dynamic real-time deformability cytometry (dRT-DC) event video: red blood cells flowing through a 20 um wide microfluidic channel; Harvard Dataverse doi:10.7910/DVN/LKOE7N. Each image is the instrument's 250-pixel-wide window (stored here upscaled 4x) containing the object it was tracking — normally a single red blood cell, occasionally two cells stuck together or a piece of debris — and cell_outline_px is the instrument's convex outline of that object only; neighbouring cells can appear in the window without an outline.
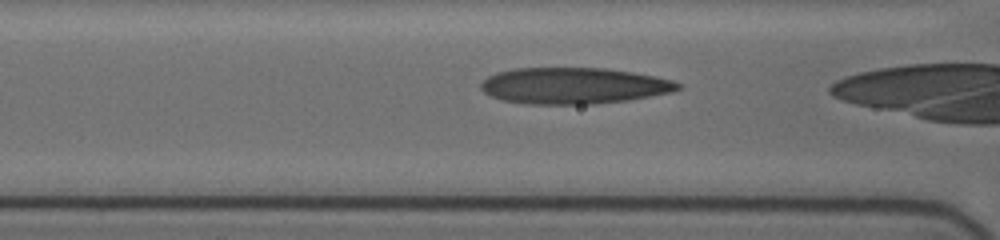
{"species": "human", "species_latin": "Homo sapiens", "temperature_condition": "cold", "stored_images_in_passage": 31, "camera_frame_rate_fps": 3000, "um_per_image_px": 0.085, "donor": {"sex": "female"}, "frame": {"image": 1, "passage_image": 26, "time_ms": 7.333, "image_size_px": [1000, 240], "cell_outline_px": [[684, 88], [672, 92], [628, 100], [592, 104], [524, 104], [504, 100], [492, 96], [484, 92], [480, 88], [480, 84], [488, 76], [496, 72], [516, 68], [608, 68], [656, 76], [672, 80], [684, 84]], "centroid_in_image_um": [48.81, 7.28], "position_along_channel_um": 117.8, "area_um2": 41.91}}